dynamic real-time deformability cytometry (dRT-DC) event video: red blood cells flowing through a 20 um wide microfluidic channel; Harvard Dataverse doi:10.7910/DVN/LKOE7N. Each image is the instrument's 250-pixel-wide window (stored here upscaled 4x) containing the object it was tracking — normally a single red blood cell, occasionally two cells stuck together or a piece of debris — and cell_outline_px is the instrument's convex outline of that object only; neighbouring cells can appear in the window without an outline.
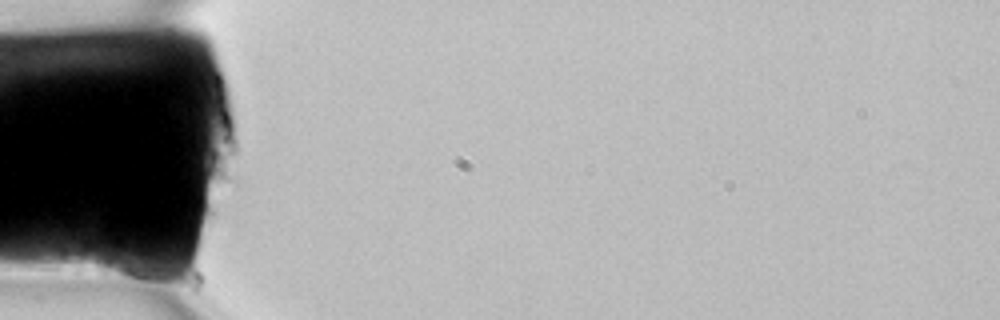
{"species": "common noctule bat (a hibernating species)", "species_latin": "Nyctalus noctula", "temperature_condition": "room temperature", "stored_images_in_passage": 3, "camera_frame_rate_fps": 3000, "um_per_image_px": 0.085, "animal": {"sex": "female", "body_mass_g": 22.7, "forearm_length_mm": 54.2}, "frame": {"image": 1, "passage_image": 1, "time_ms": 0.0, "image_size_px": [1000, 320], "cell_outline_px": [[164, 276], [160, 288], [104, 272], [96, 268], [96, 252], [100, 248], [140, 256], [156, 268]], "centroid_in_image_um": [10.91, 22.71], "position_along_channel_um": 74.1, "area_um2": 10.98}}